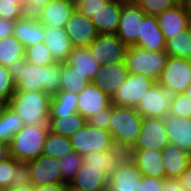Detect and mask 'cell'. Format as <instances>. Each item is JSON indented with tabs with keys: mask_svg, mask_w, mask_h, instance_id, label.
<instances>
[{
	"mask_svg": "<svg viewBox=\"0 0 191 191\" xmlns=\"http://www.w3.org/2000/svg\"><path fill=\"white\" fill-rule=\"evenodd\" d=\"M8 70L15 82V91H44L53 97L60 91L61 64L41 66L26 61L25 58L13 62Z\"/></svg>",
	"mask_w": 191,
	"mask_h": 191,
	"instance_id": "cell-1",
	"label": "cell"
},
{
	"mask_svg": "<svg viewBox=\"0 0 191 191\" xmlns=\"http://www.w3.org/2000/svg\"><path fill=\"white\" fill-rule=\"evenodd\" d=\"M51 98L44 91H15L7 105L24 125L49 124Z\"/></svg>",
	"mask_w": 191,
	"mask_h": 191,
	"instance_id": "cell-2",
	"label": "cell"
},
{
	"mask_svg": "<svg viewBox=\"0 0 191 191\" xmlns=\"http://www.w3.org/2000/svg\"><path fill=\"white\" fill-rule=\"evenodd\" d=\"M142 120L136 108L112 104L109 132L115 145L127 151L140 135Z\"/></svg>",
	"mask_w": 191,
	"mask_h": 191,
	"instance_id": "cell-3",
	"label": "cell"
},
{
	"mask_svg": "<svg viewBox=\"0 0 191 191\" xmlns=\"http://www.w3.org/2000/svg\"><path fill=\"white\" fill-rule=\"evenodd\" d=\"M49 130V124L24 125L8 144V155L20 162L38 158Z\"/></svg>",
	"mask_w": 191,
	"mask_h": 191,
	"instance_id": "cell-4",
	"label": "cell"
},
{
	"mask_svg": "<svg viewBox=\"0 0 191 191\" xmlns=\"http://www.w3.org/2000/svg\"><path fill=\"white\" fill-rule=\"evenodd\" d=\"M168 57L165 50L151 51L131 46L126 51L125 64L129 73L145 75L157 81Z\"/></svg>",
	"mask_w": 191,
	"mask_h": 191,
	"instance_id": "cell-5",
	"label": "cell"
},
{
	"mask_svg": "<svg viewBox=\"0 0 191 191\" xmlns=\"http://www.w3.org/2000/svg\"><path fill=\"white\" fill-rule=\"evenodd\" d=\"M69 139L73 150L82 157L95 151H105L116 146L108 130L91 126L87 122Z\"/></svg>",
	"mask_w": 191,
	"mask_h": 191,
	"instance_id": "cell-6",
	"label": "cell"
},
{
	"mask_svg": "<svg viewBox=\"0 0 191 191\" xmlns=\"http://www.w3.org/2000/svg\"><path fill=\"white\" fill-rule=\"evenodd\" d=\"M156 83L172 95L185 93L191 83V60L169 56Z\"/></svg>",
	"mask_w": 191,
	"mask_h": 191,
	"instance_id": "cell-7",
	"label": "cell"
},
{
	"mask_svg": "<svg viewBox=\"0 0 191 191\" xmlns=\"http://www.w3.org/2000/svg\"><path fill=\"white\" fill-rule=\"evenodd\" d=\"M128 46L116 34H98L88 50L96 62L105 64L125 62Z\"/></svg>",
	"mask_w": 191,
	"mask_h": 191,
	"instance_id": "cell-8",
	"label": "cell"
},
{
	"mask_svg": "<svg viewBox=\"0 0 191 191\" xmlns=\"http://www.w3.org/2000/svg\"><path fill=\"white\" fill-rule=\"evenodd\" d=\"M156 83L152 78L129 73L123 84L118 88L111 102L118 106L136 107L142 96Z\"/></svg>",
	"mask_w": 191,
	"mask_h": 191,
	"instance_id": "cell-9",
	"label": "cell"
},
{
	"mask_svg": "<svg viewBox=\"0 0 191 191\" xmlns=\"http://www.w3.org/2000/svg\"><path fill=\"white\" fill-rule=\"evenodd\" d=\"M166 128L162 118L144 117L140 135L127 151L136 149H153L162 151L168 145Z\"/></svg>",
	"mask_w": 191,
	"mask_h": 191,
	"instance_id": "cell-10",
	"label": "cell"
},
{
	"mask_svg": "<svg viewBox=\"0 0 191 191\" xmlns=\"http://www.w3.org/2000/svg\"><path fill=\"white\" fill-rule=\"evenodd\" d=\"M171 100L172 94L164 87L155 83L145 95L140 98L135 108L143 118H163L169 114Z\"/></svg>",
	"mask_w": 191,
	"mask_h": 191,
	"instance_id": "cell-11",
	"label": "cell"
},
{
	"mask_svg": "<svg viewBox=\"0 0 191 191\" xmlns=\"http://www.w3.org/2000/svg\"><path fill=\"white\" fill-rule=\"evenodd\" d=\"M145 15L134 1L123 4L116 35L128 47L136 44Z\"/></svg>",
	"mask_w": 191,
	"mask_h": 191,
	"instance_id": "cell-12",
	"label": "cell"
},
{
	"mask_svg": "<svg viewBox=\"0 0 191 191\" xmlns=\"http://www.w3.org/2000/svg\"><path fill=\"white\" fill-rule=\"evenodd\" d=\"M73 47H89L98 33L94 23L78 8H75L64 27Z\"/></svg>",
	"mask_w": 191,
	"mask_h": 191,
	"instance_id": "cell-13",
	"label": "cell"
},
{
	"mask_svg": "<svg viewBox=\"0 0 191 191\" xmlns=\"http://www.w3.org/2000/svg\"><path fill=\"white\" fill-rule=\"evenodd\" d=\"M27 164L34 186L64 183L59 168V159L42 154L38 158L28 161Z\"/></svg>",
	"mask_w": 191,
	"mask_h": 191,
	"instance_id": "cell-14",
	"label": "cell"
},
{
	"mask_svg": "<svg viewBox=\"0 0 191 191\" xmlns=\"http://www.w3.org/2000/svg\"><path fill=\"white\" fill-rule=\"evenodd\" d=\"M142 172L127 156L119 168L108 178L106 191H137Z\"/></svg>",
	"mask_w": 191,
	"mask_h": 191,
	"instance_id": "cell-15",
	"label": "cell"
},
{
	"mask_svg": "<svg viewBox=\"0 0 191 191\" xmlns=\"http://www.w3.org/2000/svg\"><path fill=\"white\" fill-rule=\"evenodd\" d=\"M128 75L125 62L105 64L91 82L112 98Z\"/></svg>",
	"mask_w": 191,
	"mask_h": 191,
	"instance_id": "cell-16",
	"label": "cell"
},
{
	"mask_svg": "<svg viewBox=\"0 0 191 191\" xmlns=\"http://www.w3.org/2000/svg\"><path fill=\"white\" fill-rule=\"evenodd\" d=\"M127 156L139 168L143 176L166 178L165 168L162 161V151L153 149H136L126 151Z\"/></svg>",
	"mask_w": 191,
	"mask_h": 191,
	"instance_id": "cell-17",
	"label": "cell"
},
{
	"mask_svg": "<svg viewBox=\"0 0 191 191\" xmlns=\"http://www.w3.org/2000/svg\"><path fill=\"white\" fill-rule=\"evenodd\" d=\"M74 9L67 0H52L33 15L43 26L64 28Z\"/></svg>",
	"mask_w": 191,
	"mask_h": 191,
	"instance_id": "cell-18",
	"label": "cell"
},
{
	"mask_svg": "<svg viewBox=\"0 0 191 191\" xmlns=\"http://www.w3.org/2000/svg\"><path fill=\"white\" fill-rule=\"evenodd\" d=\"M168 143L191 154V118L165 115L163 118Z\"/></svg>",
	"mask_w": 191,
	"mask_h": 191,
	"instance_id": "cell-19",
	"label": "cell"
},
{
	"mask_svg": "<svg viewBox=\"0 0 191 191\" xmlns=\"http://www.w3.org/2000/svg\"><path fill=\"white\" fill-rule=\"evenodd\" d=\"M126 157L127 152L124 149L114 146L109 150L95 151L87 154L83 157V162L99 168L100 172L109 178Z\"/></svg>",
	"mask_w": 191,
	"mask_h": 191,
	"instance_id": "cell-20",
	"label": "cell"
},
{
	"mask_svg": "<svg viewBox=\"0 0 191 191\" xmlns=\"http://www.w3.org/2000/svg\"><path fill=\"white\" fill-rule=\"evenodd\" d=\"M134 46L151 51H164L166 40L156 16L145 15L141 21L138 40Z\"/></svg>",
	"mask_w": 191,
	"mask_h": 191,
	"instance_id": "cell-21",
	"label": "cell"
},
{
	"mask_svg": "<svg viewBox=\"0 0 191 191\" xmlns=\"http://www.w3.org/2000/svg\"><path fill=\"white\" fill-rule=\"evenodd\" d=\"M77 102L78 113L86 119L112 103L111 98L92 82L78 94Z\"/></svg>",
	"mask_w": 191,
	"mask_h": 191,
	"instance_id": "cell-22",
	"label": "cell"
},
{
	"mask_svg": "<svg viewBox=\"0 0 191 191\" xmlns=\"http://www.w3.org/2000/svg\"><path fill=\"white\" fill-rule=\"evenodd\" d=\"M44 44L49 48L54 63H65L73 49L64 28L44 26Z\"/></svg>",
	"mask_w": 191,
	"mask_h": 191,
	"instance_id": "cell-23",
	"label": "cell"
},
{
	"mask_svg": "<svg viewBox=\"0 0 191 191\" xmlns=\"http://www.w3.org/2000/svg\"><path fill=\"white\" fill-rule=\"evenodd\" d=\"M123 3L108 1L91 18L98 34H116Z\"/></svg>",
	"mask_w": 191,
	"mask_h": 191,
	"instance_id": "cell-24",
	"label": "cell"
},
{
	"mask_svg": "<svg viewBox=\"0 0 191 191\" xmlns=\"http://www.w3.org/2000/svg\"><path fill=\"white\" fill-rule=\"evenodd\" d=\"M13 35L26 48L44 42L45 30L44 26L33 14H25L15 21Z\"/></svg>",
	"mask_w": 191,
	"mask_h": 191,
	"instance_id": "cell-25",
	"label": "cell"
},
{
	"mask_svg": "<svg viewBox=\"0 0 191 191\" xmlns=\"http://www.w3.org/2000/svg\"><path fill=\"white\" fill-rule=\"evenodd\" d=\"M70 184L84 191H106L108 178L99 168L82 162Z\"/></svg>",
	"mask_w": 191,
	"mask_h": 191,
	"instance_id": "cell-26",
	"label": "cell"
},
{
	"mask_svg": "<svg viewBox=\"0 0 191 191\" xmlns=\"http://www.w3.org/2000/svg\"><path fill=\"white\" fill-rule=\"evenodd\" d=\"M162 161L166 178L177 179L187 169L191 154L169 143L162 149Z\"/></svg>",
	"mask_w": 191,
	"mask_h": 191,
	"instance_id": "cell-27",
	"label": "cell"
},
{
	"mask_svg": "<svg viewBox=\"0 0 191 191\" xmlns=\"http://www.w3.org/2000/svg\"><path fill=\"white\" fill-rule=\"evenodd\" d=\"M165 40L187 28L188 11L180 3L157 16Z\"/></svg>",
	"mask_w": 191,
	"mask_h": 191,
	"instance_id": "cell-28",
	"label": "cell"
},
{
	"mask_svg": "<svg viewBox=\"0 0 191 191\" xmlns=\"http://www.w3.org/2000/svg\"><path fill=\"white\" fill-rule=\"evenodd\" d=\"M67 63L75 67V70L92 81L102 67L99 65L87 47H73Z\"/></svg>",
	"mask_w": 191,
	"mask_h": 191,
	"instance_id": "cell-29",
	"label": "cell"
},
{
	"mask_svg": "<svg viewBox=\"0 0 191 191\" xmlns=\"http://www.w3.org/2000/svg\"><path fill=\"white\" fill-rule=\"evenodd\" d=\"M86 122V118L78 112L71 115H50L49 129L55 134L69 138Z\"/></svg>",
	"mask_w": 191,
	"mask_h": 191,
	"instance_id": "cell-30",
	"label": "cell"
},
{
	"mask_svg": "<svg viewBox=\"0 0 191 191\" xmlns=\"http://www.w3.org/2000/svg\"><path fill=\"white\" fill-rule=\"evenodd\" d=\"M60 91L79 94L91 81L67 62L61 64Z\"/></svg>",
	"mask_w": 191,
	"mask_h": 191,
	"instance_id": "cell-31",
	"label": "cell"
},
{
	"mask_svg": "<svg viewBox=\"0 0 191 191\" xmlns=\"http://www.w3.org/2000/svg\"><path fill=\"white\" fill-rule=\"evenodd\" d=\"M25 58L24 45L14 36L0 39V64L9 67L13 62Z\"/></svg>",
	"mask_w": 191,
	"mask_h": 191,
	"instance_id": "cell-32",
	"label": "cell"
},
{
	"mask_svg": "<svg viewBox=\"0 0 191 191\" xmlns=\"http://www.w3.org/2000/svg\"><path fill=\"white\" fill-rule=\"evenodd\" d=\"M23 126L21 118L6 104L0 112V137L9 144Z\"/></svg>",
	"mask_w": 191,
	"mask_h": 191,
	"instance_id": "cell-33",
	"label": "cell"
},
{
	"mask_svg": "<svg viewBox=\"0 0 191 191\" xmlns=\"http://www.w3.org/2000/svg\"><path fill=\"white\" fill-rule=\"evenodd\" d=\"M78 94L59 91L51 98L50 115H71L78 112Z\"/></svg>",
	"mask_w": 191,
	"mask_h": 191,
	"instance_id": "cell-34",
	"label": "cell"
},
{
	"mask_svg": "<svg viewBox=\"0 0 191 191\" xmlns=\"http://www.w3.org/2000/svg\"><path fill=\"white\" fill-rule=\"evenodd\" d=\"M165 51L168 56L191 60V35L187 29L167 39Z\"/></svg>",
	"mask_w": 191,
	"mask_h": 191,
	"instance_id": "cell-35",
	"label": "cell"
},
{
	"mask_svg": "<svg viewBox=\"0 0 191 191\" xmlns=\"http://www.w3.org/2000/svg\"><path fill=\"white\" fill-rule=\"evenodd\" d=\"M72 151L74 150L69 138L55 134L49 130L44 143V155L60 159Z\"/></svg>",
	"mask_w": 191,
	"mask_h": 191,
	"instance_id": "cell-36",
	"label": "cell"
},
{
	"mask_svg": "<svg viewBox=\"0 0 191 191\" xmlns=\"http://www.w3.org/2000/svg\"><path fill=\"white\" fill-rule=\"evenodd\" d=\"M25 59L29 63L41 66L54 64L51 52L44 42H39L33 46L25 48Z\"/></svg>",
	"mask_w": 191,
	"mask_h": 191,
	"instance_id": "cell-37",
	"label": "cell"
},
{
	"mask_svg": "<svg viewBox=\"0 0 191 191\" xmlns=\"http://www.w3.org/2000/svg\"><path fill=\"white\" fill-rule=\"evenodd\" d=\"M83 157L75 151L67 153L63 158L59 159L60 171L64 183H70L76 174V171L81 166Z\"/></svg>",
	"mask_w": 191,
	"mask_h": 191,
	"instance_id": "cell-38",
	"label": "cell"
},
{
	"mask_svg": "<svg viewBox=\"0 0 191 191\" xmlns=\"http://www.w3.org/2000/svg\"><path fill=\"white\" fill-rule=\"evenodd\" d=\"M140 9L151 16H158L179 3V0H133Z\"/></svg>",
	"mask_w": 191,
	"mask_h": 191,
	"instance_id": "cell-39",
	"label": "cell"
},
{
	"mask_svg": "<svg viewBox=\"0 0 191 191\" xmlns=\"http://www.w3.org/2000/svg\"><path fill=\"white\" fill-rule=\"evenodd\" d=\"M169 114L181 118H191V97L186 93L172 95Z\"/></svg>",
	"mask_w": 191,
	"mask_h": 191,
	"instance_id": "cell-40",
	"label": "cell"
},
{
	"mask_svg": "<svg viewBox=\"0 0 191 191\" xmlns=\"http://www.w3.org/2000/svg\"><path fill=\"white\" fill-rule=\"evenodd\" d=\"M26 14L24 6L18 0H0V17L17 21Z\"/></svg>",
	"mask_w": 191,
	"mask_h": 191,
	"instance_id": "cell-41",
	"label": "cell"
},
{
	"mask_svg": "<svg viewBox=\"0 0 191 191\" xmlns=\"http://www.w3.org/2000/svg\"><path fill=\"white\" fill-rule=\"evenodd\" d=\"M15 92V82L11 78L8 67L0 64V101L7 104Z\"/></svg>",
	"mask_w": 191,
	"mask_h": 191,
	"instance_id": "cell-42",
	"label": "cell"
},
{
	"mask_svg": "<svg viewBox=\"0 0 191 191\" xmlns=\"http://www.w3.org/2000/svg\"><path fill=\"white\" fill-rule=\"evenodd\" d=\"M30 183L32 182L27 162H20L14 158V173L10 182V188L28 185Z\"/></svg>",
	"mask_w": 191,
	"mask_h": 191,
	"instance_id": "cell-43",
	"label": "cell"
},
{
	"mask_svg": "<svg viewBox=\"0 0 191 191\" xmlns=\"http://www.w3.org/2000/svg\"><path fill=\"white\" fill-rule=\"evenodd\" d=\"M14 173V158L10 155L0 161V189L8 190Z\"/></svg>",
	"mask_w": 191,
	"mask_h": 191,
	"instance_id": "cell-44",
	"label": "cell"
},
{
	"mask_svg": "<svg viewBox=\"0 0 191 191\" xmlns=\"http://www.w3.org/2000/svg\"><path fill=\"white\" fill-rule=\"evenodd\" d=\"M112 114V103L86 119L91 126L109 131V120Z\"/></svg>",
	"mask_w": 191,
	"mask_h": 191,
	"instance_id": "cell-45",
	"label": "cell"
},
{
	"mask_svg": "<svg viewBox=\"0 0 191 191\" xmlns=\"http://www.w3.org/2000/svg\"><path fill=\"white\" fill-rule=\"evenodd\" d=\"M165 178L159 179L155 177H143V181H139V188L137 191H162Z\"/></svg>",
	"mask_w": 191,
	"mask_h": 191,
	"instance_id": "cell-46",
	"label": "cell"
},
{
	"mask_svg": "<svg viewBox=\"0 0 191 191\" xmlns=\"http://www.w3.org/2000/svg\"><path fill=\"white\" fill-rule=\"evenodd\" d=\"M109 0H85L78 9L86 15L89 19L93 17V14L103 6Z\"/></svg>",
	"mask_w": 191,
	"mask_h": 191,
	"instance_id": "cell-47",
	"label": "cell"
},
{
	"mask_svg": "<svg viewBox=\"0 0 191 191\" xmlns=\"http://www.w3.org/2000/svg\"><path fill=\"white\" fill-rule=\"evenodd\" d=\"M162 191H186V187L183 182L179 180V178H165Z\"/></svg>",
	"mask_w": 191,
	"mask_h": 191,
	"instance_id": "cell-48",
	"label": "cell"
},
{
	"mask_svg": "<svg viewBox=\"0 0 191 191\" xmlns=\"http://www.w3.org/2000/svg\"><path fill=\"white\" fill-rule=\"evenodd\" d=\"M52 0H26L24 10L26 14H33L42 6L46 5Z\"/></svg>",
	"mask_w": 191,
	"mask_h": 191,
	"instance_id": "cell-49",
	"label": "cell"
},
{
	"mask_svg": "<svg viewBox=\"0 0 191 191\" xmlns=\"http://www.w3.org/2000/svg\"><path fill=\"white\" fill-rule=\"evenodd\" d=\"M15 21L7 20L0 17V39L13 35Z\"/></svg>",
	"mask_w": 191,
	"mask_h": 191,
	"instance_id": "cell-50",
	"label": "cell"
},
{
	"mask_svg": "<svg viewBox=\"0 0 191 191\" xmlns=\"http://www.w3.org/2000/svg\"><path fill=\"white\" fill-rule=\"evenodd\" d=\"M179 180L185 185L186 191H191V161L187 169L179 177Z\"/></svg>",
	"mask_w": 191,
	"mask_h": 191,
	"instance_id": "cell-51",
	"label": "cell"
},
{
	"mask_svg": "<svg viewBox=\"0 0 191 191\" xmlns=\"http://www.w3.org/2000/svg\"><path fill=\"white\" fill-rule=\"evenodd\" d=\"M34 191H65V183H56L52 185L35 186Z\"/></svg>",
	"mask_w": 191,
	"mask_h": 191,
	"instance_id": "cell-52",
	"label": "cell"
},
{
	"mask_svg": "<svg viewBox=\"0 0 191 191\" xmlns=\"http://www.w3.org/2000/svg\"><path fill=\"white\" fill-rule=\"evenodd\" d=\"M8 156V144L0 137V161Z\"/></svg>",
	"mask_w": 191,
	"mask_h": 191,
	"instance_id": "cell-53",
	"label": "cell"
},
{
	"mask_svg": "<svg viewBox=\"0 0 191 191\" xmlns=\"http://www.w3.org/2000/svg\"><path fill=\"white\" fill-rule=\"evenodd\" d=\"M34 185L32 183L28 185H22V186H17L13 188H9L8 191H34Z\"/></svg>",
	"mask_w": 191,
	"mask_h": 191,
	"instance_id": "cell-54",
	"label": "cell"
},
{
	"mask_svg": "<svg viewBox=\"0 0 191 191\" xmlns=\"http://www.w3.org/2000/svg\"><path fill=\"white\" fill-rule=\"evenodd\" d=\"M179 3L185 8L187 11L191 10V0H179Z\"/></svg>",
	"mask_w": 191,
	"mask_h": 191,
	"instance_id": "cell-55",
	"label": "cell"
},
{
	"mask_svg": "<svg viewBox=\"0 0 191 191\" xmlns=\"http://www.w3.org/2000/svg\"><path fill=\"white\" fill-rule=\"evenodd\" d=\"M65 191H84V190L74 187L70 183H65Z\"/></svg>",
	"mask_w": 191,
	"mask_h": 191,
	"instance_id": "cell-56",
	"label": "cell"
},
{
	"mask_svg": "<svg viewBox=\"0 0 191 191\" xmlns=\"http://www.w3.org/2000/svg\"><path fill=\"white\" fill-rule=\"evenodd\" d=\"M72 6L78 8L85 0H67Z\"/></svg>",
	"mask_w": 191,
	"mask_h": 191,
	"instance_id": "cell-57",
	"label": "cell"
},
{
	"mask_svg": "<svg viewBox=\"0 0 191 191\" xmlns=\"http://www.w3.org/2000/svg\"><path fill=\"white\" fill-rule=\"evenodd\" d=\"M187 31L191 35V10L188 11V19H187Z\"/></svg>",
	"mask_w": 191,
	"mask_h": 191,
	"instance_id": "cell-58",
	"label": "cell"
},
{
	"mask_svg": "<svg viewBox=\"0 0 191 191\" xmlns=\"http://www.w3.org/2000/svg\"><path fill=\"white\" fill-rule=\"evenodd\" d=\"M185 93L191 97V83L189 84L188 88L186 89Z\"/></svg>",
	"mask_w": 191,
	"mask_h": 191,
	"instance_id": "cell-59",
	"label": "cell"
},
{
	"mask_svg": "<svg viewBox=\"0 0 191 191\" xmlns=\"http://www.w3.org/2000/svg\"><path fill=\"white\" fill-rule=\"evenodd\" d=\"M110 1H116V2H120V3H128V2H131L133 0H110Z\"/></svg>",
	"mask_w": 191,
	"mask_h": 191,
	"instance_id": "cell-60",
	"label": "cell"
},
{
	"mask_svg": "<svg viewBox=\"0 0 191 191\" xmlns=\"http://www.w3.org/2000/svg\"><path fill=\"white\" fill-rule=\"evenodd\" d=\"M5 105H6L5 103H3L2 101H0V112H1L2 108H3Z\"/></svg>",
	"mask_w": 191,
	"mask_h": 191,
	"instance_id": "cell-61",
	"label": "cell"
},
{
	"mask_svg": "<svg viewBox=\"0 0 191 191\" xmlns=\"http://www.w3.org/2000/svg\"><path fill=\"white\" fill-rule=\"evenodd\" d=\"M20 4H22L23 6H25V2L26 0H18Z\"/></svg>",
	"mask_w": 191,
	"mask_h": 191,
	"instance_id": "cell-62",
	"label": "cell"
}]
</instances>
